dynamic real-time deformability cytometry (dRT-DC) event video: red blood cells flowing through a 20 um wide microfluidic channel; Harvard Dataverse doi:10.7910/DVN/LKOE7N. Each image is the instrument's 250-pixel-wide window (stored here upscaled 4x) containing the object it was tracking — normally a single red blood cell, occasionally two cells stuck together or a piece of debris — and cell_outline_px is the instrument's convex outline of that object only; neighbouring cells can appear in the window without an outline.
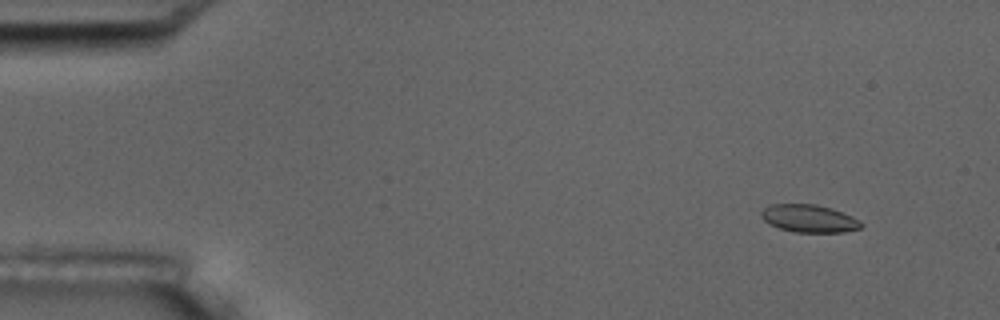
{"species": "common noctule bat (a hibernating species)", "species_latin": "Nyctalus noctula", "temperature_condition": "room temperature", "stored_images_in_passage": 5, "camera_frame_rate_fps": 3000, "um_per_image_px": 0.085, "animal": {"sex": "male", "body_mass_g": 17.5, "forearm_length_mm": 52.3}, "frame": {"image": 1, "passage_image": 2, "time_ms": 1.333, "image_size_px": [1000, 320], "cell_outline_px": [[864, 224], [860, 228], [844, 232], [796, 232], [780, 228], [768, 224], [760, 216], [760, 212], [764, 208], [772, 204], [816, 204], [832, 208], [852, 216], [860, 220]], "centroid_in_image_um": [68.78, 18.57], "position_along_channel_um": 16.2, "area_um2": 16.18}}
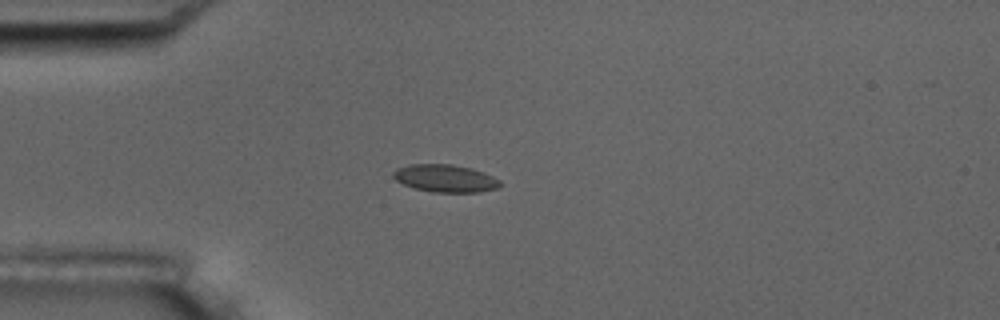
{"frame": {"image": 2, "passage_image": 5, "time_ms": 4.667, "image_size_px": [1000, 320], "cell_outline_px": [[500, 188], [480, 192], [432, 192], [416, 188], [404, 184], [396, 180], [392, 176], [392, 172], [396, 168], [408, 164], [452, 164], [472, 168], [484, 172], [500, 180]], "centroid_in_image_um": [37.85, 15.15], "position_along_channel_um": 47.1, "area_um2": 17.28}}